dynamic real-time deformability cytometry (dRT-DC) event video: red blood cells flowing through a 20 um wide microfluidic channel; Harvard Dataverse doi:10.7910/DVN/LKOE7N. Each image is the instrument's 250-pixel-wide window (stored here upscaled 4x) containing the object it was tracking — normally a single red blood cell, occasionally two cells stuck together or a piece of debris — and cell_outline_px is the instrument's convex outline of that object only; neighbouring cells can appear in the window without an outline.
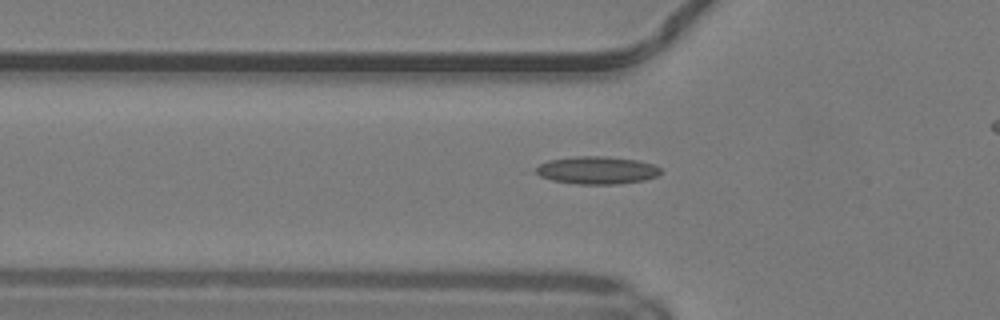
{"species": "common noctule bat (a hibernating species)", "species_latin": "Nyctalus noctula", "temperature_condition": "warm", "stored_images_in_passage": 44, "camera_frame_rate_fps": 3000, "um_per_image_px": 0.085, "animal": {"sex": "male", "body_mass_g": 19.2, "forearm_length_mm": 51.8}, "frame": {"image": 1, "passage_image": 17, "time_ms": 5.333, "image_size_px": [1000, 320], "cell_outline_px": [[660, 172], [656, 176], [644, 180], [616, 184], [576, 184], [552, 180], [540, 176], [536, 172], [536, 168], [540, 164], [548, 160], [576, 156], [604, 156], [636, 160], [652, 164], [660, 168]], "centroid_in_image_um": [50.71, 14.47], "position_along_channel_um": 75.1, "area_um2": 19.94}}
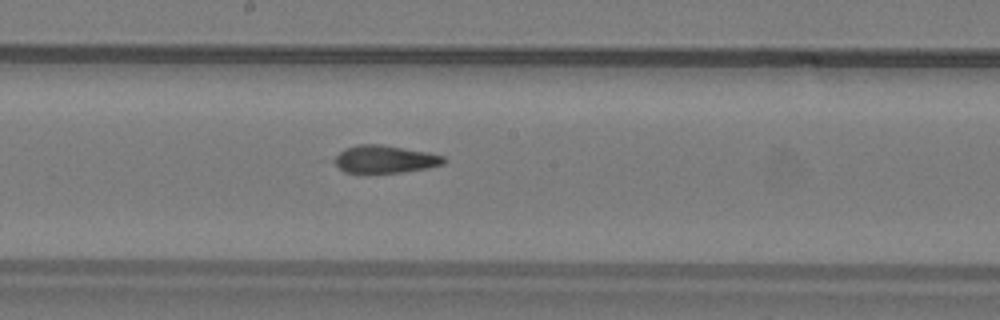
{"frame": {"image": 2, "passage_image": 27, "time_ms": 8.667, "image_size_px": [1000, 320], "cell_outline_px": [[448, 160], [444, 164], [428, 168], [400, 172], [344, 172], [332, 160], [344, 148], [356, 144], [380, 144], [428, 152], [444, 156]], "centroid_in_image_um": [32.73, 13.52], "position_along_channel_um": 215.5, "area_um2": 17.57}}
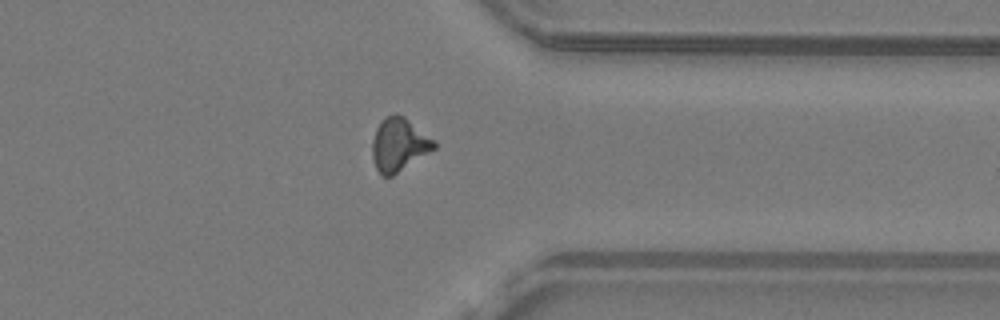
{"frame": {"image": 3, "passage_image": 39, "time_ms": 12.667, "image_size_px": [1000, 320], "cell_outline_px": [[436, 148], [392, 176], [380, 176], [376, 168], [372, 156], [372, 140], [376, 128], [380, 120], [384, 116], [396, 112], [404, 116], [436, 140]], "centroid_in_image_um": [33.9, 12.26], "position_along_channel_um": 377.5, "area_um2": 19.48}, "authors_computed_cell_mechanics": {"area_um2": 18.2648, "velocity_mm_per_s": 4.1842, "shape_relaxation_time_tau1_ms": null, "shape_relaxation_time_tau2_ms": 1.7969, "deformation_change_tau1": null, "deformation_change_tau2": 0.0899}}